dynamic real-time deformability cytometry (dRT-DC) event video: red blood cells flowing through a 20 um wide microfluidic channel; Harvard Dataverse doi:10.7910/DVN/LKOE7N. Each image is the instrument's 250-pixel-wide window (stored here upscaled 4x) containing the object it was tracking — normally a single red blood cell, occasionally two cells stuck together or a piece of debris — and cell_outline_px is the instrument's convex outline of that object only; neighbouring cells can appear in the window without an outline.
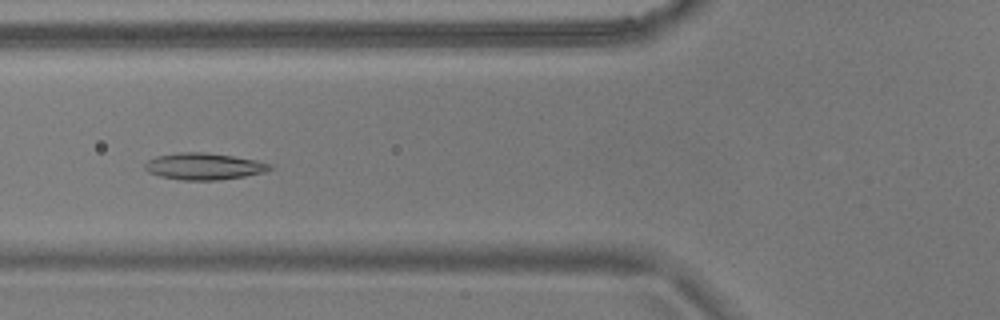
{"species": "common noctule bat (a hibernating species)", "species_latin": "Nyctalus noctula", "temperature_condition": "warm", "stored_images_in_passage": 55, "camera_frame_rate_fps": 3000, "um_per_image_px": 0.085, "animal": {"sex": "male", "body_mass_g": 17.9}, "frame": {"image": 1, "passage_image": 21, "time_ms": 6.667, "image_size_px": [1000, 320], "cell_outline_px": [[272, 168], [264, 172], [244, 176], [220, 180], [184, 180], [160, 176], [148, 172], [144, 168], [144, 164], [148, 160], [156, 156], [180, 152], [204, 152], [232, 156], [256, 160], [272, 164]], "centroid_in_image_um": [17.32, 14.14], "position_along_channel_um": 108.5, "area_um2": 19.36}}
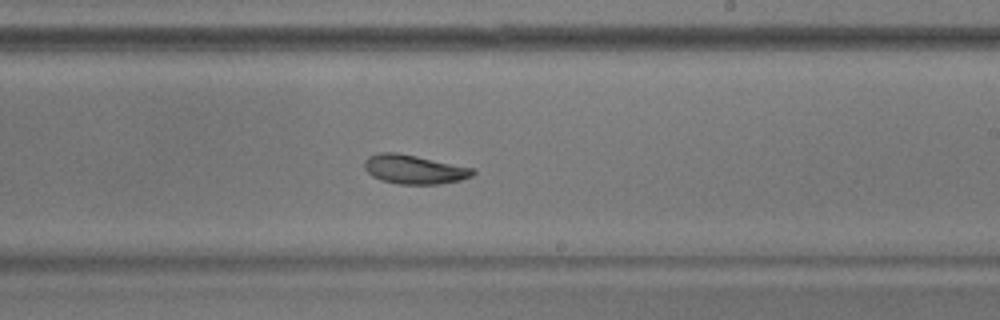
{"frame": {"image": 2, "passage_image": 33, "time_ms": 10.667, "image_size_px": [1000, 320], "cell_outline_px": [[476, 172], [472, 176], [460, 180], [440, 184], [400, 184], [380, 180], [372, 176], [364, 168], [364, 160], [368, 156], [380, 152], [396, 152], [416, 156], [472, 168]], "centroid_in_image_um": [35.16, 14.4], "position_along_channel_um": 253.8, "area_um2": 18.26}}
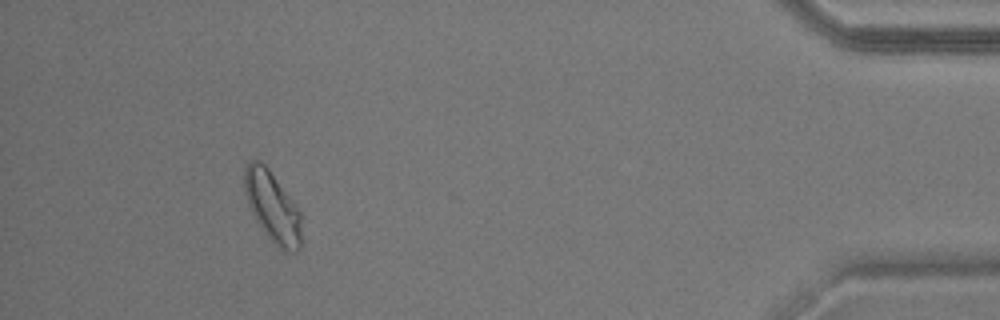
{"frame": {"image": 3, "passage_image": 51, "time_ms": 16.667, "image_size_px": [1000, 320], "cell_outline_px": [[300, 248], [296, 252], [284, 252], [264, 232], [256, 220], [248, 204], [244, 192], [244, 164], [248, 160], [260, 160], [268, 168], [296, 204], [300, 212]], "centroid_in_image_um": [23.13, 17.54], "position_along_channel_um": 412.1, "area_um2": 23.41}, "authors_computed_cell_mechanics": {"area_um2": 19.9988, "velocity_mm_per_s": 3.6301, "shape_relaxation_time_tau1_ms": 6.6034, "shape_relaxation_time_tau2_ms": 5.1932, "deformation_change_tau1": 0.1218, "deformation_change_tau2": 0.1021}}